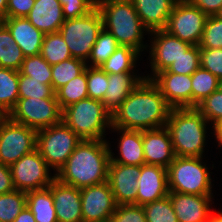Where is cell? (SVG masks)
I'll use <instances>...</instances> for the list:
<instances>
[{
  "mask_svg": "<svg viewBox=\"0 0 222 222\" xmlns=\"http://www.w3.org/2000/svg\"><path fill=\"white\" fill-rule=\"evenodd\" d=\"M171 109L152 80L144 79L112 113V127L136 131L163 128Z\"/></svg>",
  "mask_w": 222,
  "mask_h": 222,
  "instance_id": "6da1fadb",
  "label": "cell"
},
{
  "mask_svg": "<svg viewBox=\"0 0 222 222\" xmlns=\"http://www.w3.org/2000/svg\"><path fill=\"white\" fill-rule=\"evenodd\" d=\"M109 142L107 139L82 140L58 170L56 178L79 189L107 182L112 148Z\"/></svg>",
  "mask_w": 222,
  "mask_h": 222,
  "instance_id": "7a4b0ae2",
  "label": "cell"
},
{
  "mask_svg": "<svg viewBox=\"0 0 222 222\" xmlns=\"http://www.w3.org/2000/svg\"><path fill=\"white\" fill-rule=\"evenodd\" d=\"M165 127L169 131L174 154L179 157H205L207 132L214 137V127L197 108L171 109Z\"/></svg>",
  "mask_w": 222,
  "mask_h": 222,
  "instance_id": "3957f363",
  "label": "cell"
},
{
  "mask_svg": "<svg viewBox=\"0 0 222 222\" xmlns=\"http://www.w3.org/2000/svg\"><path fill=\"white\" fill-rule=\"evenodd\" d=\"M96 7L102 15L103 28L116 38L120 46L134 48L141 55L148 50L149 44L143 40L150 32L139 18L131 0H96Z\"/></svg>",
  "mask_w": 222,
  "mask_h": 222,
  "instance_id": "277c9868",
  "label": "cell"
},
{
  "mask_svg": "<svg viewBox=\"0 0 222 222\" xmlns=\"http://www.w3.org/2000/svg\"><path fill=\"white\" fill-rule=\"evenodd\" d=\"M62 121L82 140H105L112 114L102 101L86 98L64 108Z\"/></svg>",
  "mask_w": 222,
  "mask_h": 222,
  "instance_id": "5b68a950",
  "label": "cell"
},
{
  "mask_svg": "<svg viewBox=\"0 0 222 222\" xmlns=\"http://www.w3.org/2000/svg\"><path fill=\"white\" fill-rule=\"evenodd\" d=\"M203 159L205 158L175 156L167 168L169 191L191 195H213L212 172Z\"/></svg>",
  "mask_w": 222,
  "mask_h": 222,
  "instance_id": "8992f818",
  "label": "cell"
},
{
  "mask_svg": "<svg viewBox=\"0 0 222 222\" xmlns=\"http://www.w3.org/2000/svg\"><path fill=\"white\" fill-rule=\"evenodd\" d=\"M102 29V15L95 7L85 16L65 20L59 32L68 45L72 57L87 62Z\"/></svg>",
  "mask_w": 222,
  "mask_h": 222,
  "instance_id": "52a82bcc",
  "label": "cell"
},
{
  "mask_svg": "<svg viewBox=\"0 0 222 222\" xmlns=\"http://www.w3.org/2000/svg\"><path fill=\"white\" fill-rule=\"evenodd\" d=\"M81 141L62 121L37 130L36 149L47 165L57 173Z\"/></svg>",
  "mask_w": 222,
  "mask_h": 222,
  "instance_id": "ba28073f",
  "label": "cell"
},
{
  "mask_svg": "<svg viewBox=\"0 0 222 222\" xmlns=\"http://www.w3.org/2000/svg\"><path fill=\"white\" fill-rule=\"evenodd\" d=\"M37 130L0 115V163L11 166L36 149Z\"/></svg>",
  "mask_w": 222,
  "mask_h": 222,
  "instance_id": "9c48e42d",
  "label": "cell"
},
{
  "mask_svg": "<svg viewBox=\"0 0 222 222\" xmlns=\"http://www.w3.org/2000/svg\"><path fill=\"white\" fill-rule=\"evenodd\" d=\"M62 112L57 98H19L8 117L35 130L62 122Z\"/></svg>",
  "mask_w": 222,
  "mask_h": 222,
  "instance_id": "30bf717a",
  "label": "cell"
},
{
  "mask_svg": "<svg viewBox=\"0 0 222 222\" xmlns=\"http://www.w3.org/2000/svg\"><path fill=\"white\" fill-rule=\"evenodd\" d=\"M10 170L15 190L25 192L47 188L56 179V173L52 174L37 149L23 155L10 166Z\"/></svg>",
  "mask_w": 222,
  "mask_h": 222,
  "instance_id": "8fae6325",
  "label": "cell"
},
{
  "mask_svg": "<svg viewBox=\"0 0 222 222\" xmlns=\"http://www.w3.org/2000/svg\"><path fill=\"white\" fill-rule=\"evenodd\" d=\"M207 17L188 0H177L164 30L191 45H199Z\"/></svg>",
  "mask_w": 222,
  "mask_h": 222,
  "instance_id": "7c38bea8",
  "label": "cell"
},
{
  "mask_svg": "<svg viewBox=\"0 0 222 222\" xmlns=\"http://www.w3.org/2000/svg\"><path fill=\"white\" fill-rule=\"evenodd\" d=\"M147 52L151 73L145 79L151 80L157 73L167 70L169 66L183 55L192 45L171 35L166 30L150 32Z\"/></svg>",
  "mask_w": 222,
  "mask_h": 222,
  "instance_id": "4fadbf2b",
  "label": "cell"
},
{
  "mask_svg": "<svg viewBox=\"0 0 222 222\" xmlns=\"http://www.w3.org/2000/svg\"><path fill=\"white\" fill-rule=\"evenodd\" d=\"M83 222H108L117 204L108 182L80 189Z\"/></svg>",
  "mask_w": 222,
  "mask_h": 222,
  "instance_id": "5bb4252c",
  "label": "cell"
},
{
  "mask_svg": "<svg viewBox=\"0 0 222 222\" xmlns=\"http://www.w3.org/2000/svg\"><path fill=\"white\" fill-rule=\"evenodd\" d=\"M141 166L110 162L107 182L117 205H137V183Z\"/></svg>",
  "mask_w": 222,
  "mask_h": 222,
  "instance_id": "9a60e30c",
  "label": "cell"
},
{
  "mask_svg": "<svg viewBox=\"0 0 222 222\" xmlns=\"http://www.w3.org/2000/svg\"><path fill=\"white\" fill-rule=\"evenodd\" d=\"M151 80L172 109L192 108L191 75L175 74L164 70Z\"/></svg>",
  "mask_w": 222,
  "mask_h": 222,
  "instance_id": "2e32d148",
  "label": "cell"
},
{
  "mask_svg": "<svg viewBox=\"0 0 222 222\" xmlns=\"http://www.w3.org/2000/svg\"><path fill=\"white\" fill-rule=\"evenodd\" d=\"M178 222H207L215 195H191L169 191Z\"/></svg>",
  "mask_w": 222,
  "mask_h": 222,
  "instance_id": "e0dca14e",
  "label": "cell"
},
{
  "mask_svg": "<svg viewBox=\"0 0 222 222\" xmlns=\"http://www.w3.org/2000/svg\"><path fill=\"white\" fill-rule=\"evenodd\" d=\"M137 181V205L143 206L169 194L167 168L143 164Z\"/></svg>",
  "mask_w": 222,
  "mask_h": 222,
  "instance_id": "ac0fdd59",
  "label": "cell"
},
{
  "mask_svg": "<svg viewBox=\"0 0 222 222\" xmlns=\"http://www.w3.org/2000/svg\"><path fill=\"white\" fill-rule=\"evenodd\" d=\"M53 195L58 222H83L80 189L57 178L48 186Z\"/></svg>",
  "mask_w": 222,
  "mask_h": 222,
  "instance_id": "d6986e66",
  "label": "cell"
},
{
  "mask_svg": "<svg viewBox=\"0 0 222 222\" xmlns=\"http://www.w3.org/2000/svg\"><path fill=\"white\" fill-rule=\"evenodd\" d=\"M142 144L145 164L168 168L174 161L172 140L166 127L142 131Z\"/></svg>",
  "mask_w": 222,
  "mask_h": 222,
  "instance_id": "ffe728a7",
  "label": "cell"
},
{
  "mask_svg": "<svg viewBox=\"0 0 222 222\" xmlns=\"http://www.w3.org/2000/svg\"><path fill=\"white\" fill-rule=\"evenodd\" d=\"M110 131L117 132L120 135L117 140L118 155L110 150V162L137 165L145 164L144 150L142 144V131L126 130L118 127H112ZM115 155V156H114Z\"/></svg>",
  "mask_w": 222,
  "mask_h": 222,
  "instance_id": "44dd1931",
  "label": "cell"
},
{
  "mask_svg": "<svg viewBox=\"0 0 222 222\" xmlns=\"http://www.w3.org/2000/svg\"><path fill=\"white\" fill-rule=\"evenodd\" d=\"M3 24L8 28L14 42L21 48L23 55H39L44 33L34 27L27 18H5Z\"/></svg>",
  "mask_w": 222,
  "mask_h": 222,
  "instance_id": "7402d4cb",
  "label": "cell"
},
{
  "mask_svg": "<svg viewBox=\"0 0 222 222\" xmlns=\"http://www.w3.org/2000/svg\"><path fill=\"white\" fill-rule=\"evenodd\" d=\"M26 18L44 34L59 32L65 21L59 0H36Z\"/></svg>",
  "mask_w": 222,
  "mask_h": 222,
  "instance_id": "603a6c76",
  "label": "cell"
},
{
  "mask_svg": "<svg viewBox=\"0 0 222 222\" xmlns=\"http://www.w3.org/2000/svg\"><path fill=\"white\" fill-rule=\"evenodd\" d=\"M149 32L165 29L177 0H131Z\"/></svg>",
  "mask_w": 222,
  "mask_h": 222,
  "instance_id": "cb8c5ba5",
  "label": "cell"
},
{
  "mask_svg": "<svg viewBox=\"0 0 222 222\" xmlns=\"http://www.w3.org/2000/svg\"><path fill=\"white\" fill-rule=\"evenodd\" d=\"M144 79L145 76L139 73L108 74V88L102 101L104 107L112 114Z\"/></svg>",
  "mask_w": 222,
  "mask_h": 222,
  "instance_id": "d4e9b609",
  "label": "cell"
},
{
  "mask_svg": "<svg viewBox=\"0 0 222 222\" xmlns=\"http://www.w3.org/2000/svg\"><path fill=\"white\" fill-rule=\"evenodd\" d=\"M26 205L34 215L36 222H58L53 195L49 187L28 191Z\"/></svg>",
  "mask_w": 222,
  "mask_h": 222,
  "instance_id": "484cf974",
  "label": "cell"
},
{
  "mask_svg": "<svg viewBox=\"0 0 222 222\" xmlns=\"http://www.w3.org/2000/svg\"><path fill=\"white\" fill-rule=\"evenodd\" d=\"M140 56L141 54L134 48L119 46L99 67L107 74L139 73L136 66Z\"/></svg>",
  "mask_w": 222,
  "mask_h": 222,
  "instance_id": "4316f807",
  "label": "cell"
},
{
  "mask_svg": "<svg viewBox=\"0 0 222 222\" xmlns=\"http://www.w3.org/2000/svg\"><path fill=\"white\" fill-rule=\"evenodd\" d=\"M19 71L0 67V115L8 116L19 99Z\"/></svg>",
  "mask_w": 222,
  "mask_h": 222,
  "instance_id": "83f0119b",
  "label": "cell"
},
{
  "mask_svg": "<svg viewBox=\"0 0 222 222\" xmlns=\"http://www.w3.org/2000/svg\"><path fill=\"white\" fill-rule=\"evenodd\" d=\"M25 56L21 48L14 42L8 28L0 26V67L19 71Z\"/></svg>",
  "mask_w": 222,
  "mask_h": 222,
  "instance_id": "f1b7e54d",
  "label": "cell"
},
{
  "mask_svg": "<svg viewBox=\"0 0 222 222\" xmlns=\"http://www.w3.org/2000/svg\"><path fill=\"white\" fill-rule=\"evenodd\" d=\"M192 108L219 89V79L201 66L191 74Z\"/></svg>",
  "mask_w": 222,
  "mask_h": 222,
  "instance_id": "f546056e",
  "label": "cell"
},
{
  "mask_svg": "<svg viewBox=\"0 0 222 222\" xmlns=\"http://www.w3.org/2000/svg\"><path fill=\"white\" fill-rule=\"evenodd\" d=\"M55 95L62 110L73 103L89 98L87 91V66L80 75L59 88Z\"/></svg>",
  "mask_w": 222,
  "mask_h": 222,
  "instance_id": "4dcf8cb0",
  "label": "cell"
},
{
  "mask_svg": "<svg viewBox=\"0 0 222 222\" xmlns=\"http://www.w3.org/2000/svg\"><path fill=\"white\" fill-rule=\"evenodd\" d=\"M40 55L50 64H58L72 58L68 45L60 32L44 35Z\"/></svg>",
  "mask_w": 222,
  "mask_h": 222,
  "instance_id": "1f68e13d",
  "label": "cell"
},
{
  "mask_svg": "<svg viewBox=\"0 0 222 222\" xmlns=\"http://www.w3.org/2000/svg\"><path fill=\"white\" fill-rule=\"evenodd\" d=\"M86 62L78 58H70L58 64L51 65V86L56 92L70 80L80 75L86 68Z\"/></svg>",
  "mask_w": 222,
  "mask_h": 222,
  "instance_id": "d6a6232c",
  "label": "cell"
},
{
  "mask_svg": "<svg viewBox=\"0 0 222 222\" xmlns=\"http://www.w3.org/2000/svg\"><path fill=\"white\" fill-rule=\"evenodd\" d=\"M119 46L120 45L116 38L103 28L99 32L97 40L92 47V51L86 65L90 67H99Z\"/></svg>",
  "mask_w": 222,
  "mask_h": 222,
  "instance_id": "836d02e7",
  "label": "cell"
},
{
  "mask_svg": "<svg viewBox=\"0 0 222 222\" xmlns=\"http://www.w3.org/2000/svg\"><path fill=\"white\" fill-rule=\"evenodd\" d=\"M27 203V192L14 190L0 195V222H13Z\"/></svg>",
  "mask_w": 222,
  "mask_h": 222,
  "instance_id": "e575fe53",
  "label": "cell"
},
{
  "mask_svg": "<svg viewBox=\"0 0 222 222\" xmlns=\"http://www.w3.org/2000/svg\"><path fill=\"white\" fill-rule=\"evenodd\" d=\"M19 73L29 76L33 80L40 81L41 84H49L51 86V65L40 54L26 56Z\"/></svg>",
  "mask_w": 222,
  "mask_h": 222,
  "instance_id": "d590c367",
  "label": "cell"
},
{
  "mask_svg": "<svg viewBox=\"0 0 222 222\" xmlns=\"http://www.w3.org/2000/svg\"><path fill=\"white\" fill-rule=\"evenodd\" d=\"M142 207L145 211L146 222H178L168 195Z\"/></svg>",
  "mask_w": 222,
  "mask_h": 222,
  "instance_id": "8d00e7d4",
  "label": "cell"
},
{
  "mask_svg": "<svg viewBox=\"0 0 222 222\" xmlns=\"http://www.w3.org/2000/svg\"><path fill=\"white\" fill-rule=\"evenodd\" d=\"M19 98H56L53 87L19 73Z\"/></svg>",
  "mask_w": 222,
  "mask_h": 222,
  "instance_id": "74e56055",
  "label": "cell"
},
{
  "mask_svg": "<svg viewBox=\"0 0 222 222\" xmlns=\"http://www.w3.org/2000/svg\"><path fill=\"white\" fill-rule=\"evenodd\" d=\"M200 67V47L192 45L181 57L175 60L166 72L191 75Z\"/></svg>",
  "mask_w": 222,
  "mask_h": 222,
  "instance_id": "f35d334b",
  "label": "cell"
},
{
  "mask_svg": "<svg viewBox=\"0 0 222 222\" xmlns=\"http://www.w3.org/2000/svg\"><path fill=\"white\" fill-rule=\"evenodd\" d=\"M196 108L215 128L222 121V91L220 89L216 90L200 102Z\"/></svg>",
  "mask_w": 222,
  "mask_h": 222,
  "instance_id": "ab89813d",
  "label": "cell"
},
{
  "mask_svg": "<svg viewBox=\"0 0 222 222\" xmlns=\"http://www.w3.org/2000/svg\"><path fill=\"white\" fill-rule=\"evenodd\" d=\"M200 48H222V19L217 15L208 16L205 22Z\"/></svg>",
  "mask_w": 222,
  "mask_h": 222,
  "instance_id": "60d3db41",
  "label": "cell"
},
{
  "mask_svg": "<svg viewBox=\"0 0 222 222\" xmlns=\"http://www.w3.org/2000/svg\"><path fill=\"white\" fill-rule=\"evenodd\" d=\"M108 88V74L100 67L87 66V91L89 98L103 101Z\"/></svg>",
  "mask_w": 222,
  "mask_h": 222,
  "instance_id": "b9f144b4",
  "label": "cell"
},
{
  "mask_svg": "<svg viewBox=\"0 0 222 222\" xmlns=\"http://www.w3.org/2000/svg\"><path fill=\"white\" fill-rule=\"evenodd\" d=\"M108 222H146L145 211L140 205H117Z\"/></svg>",
  "mask_w": 222,
  "mask_h": 222,
  "instance_id": "7bdbcfd3",
  "label": "cell"
},
{
  "mask_svg": "<svg viewBox=\"0 0 222 222\" xmlns=\"http://www.w3.org/2000/svg\"><path fill=\"white\" fill-rule=\"evenodd\" d=\"M200 66L222 78V48H200Z\"/></svg>",
  "mask_w": 222,
  "mask_h": 222,
  "instance_id": "ee69618b",
  "label": "cell"
},
{
  "mask_svg": "<svg viewBox=\"0 0 222 222\" xmlns=\"http://www.w3.org/2000/svg\"><path fill=\"white\" fill-rule=\"evenodd\" d=\"M65 20L85 16L96 7V0H59Z\"/></svg>",
  "mask_w": 222,
  "mask_h": 222,
  "instance_id": "f6af8a7d",
  "label": "cell"
},
{
  "mask_svg": "<svg viewBox=\"0 0 222 222\" xmlns=\"http://www.w3.org/2000/svg\"><path fill=\"white\" fill-rule=\"evenodd\" d=\"M36 0H7V18L26 16L31 11Z\"/></svg>",
  "mask_w": 222,
  "mask_h": 222,
  "instance_id": "bcb514c9",
  "label": "cell"
},
{
  "mask_svg": "<svg viewBox=\"0 0 222 222\" xmlns=\"http://www.w3.org/2000/svg\"><path fill=\"white\" fill-rule=\"evenodd\" d=\"M198 7L207 16H214L219 13L222 7V0H188Z\"/></svg>",
  "mask_w": 222,
  "mask_h": 222,
  "instance_id": "7dc6e473",
  "label": "cell"
},
{
  "mask_svg": "<svg viewBox=\"0 0 222 222\" xmlns=\"http://www.w3.org/2000/svg\"><path fill=\"white\" fill-rule=\"evenodd\" d=\"M10 166L0 163V195L14 191Z\"/></svg>",
  "mask_w": 222,
  "mask_h": 222,
  "instance_id": "c3c4849f",
  "label": "cell"
},
{
  "mask_svg": "<svg viewBox=\"0 0 222 222\" xmlns=\"http://www.w3.org/2000/svg\"><path fill=\"white\" fill-rule=\"evenodd\" d=\"M13 222H36V220L31 210L26 205Z\"/></svg>",
  "mask_w": 222,
  "mask_h": 222,
  "instance_id": "681fc988",
  "label": "cell"
},
{
  "mask_svg": "<svg viewBox=\"0 0 222 222\" xmlns=\"http://www.w3.org/2000/svg\"><path fill=\"white\" fill-rule=\"evenodd\" d=\"M215 143H218L217 148H222V121L214 128Z\"/></svg>",
  "mask_w": 222,
  "mask_h": 222,
  "instance_id": "f907efd6",
  "label": "cell"
},
{
  "mask_svg": "<svg viewBox=\"0 0 222 222\" xmlns=\"http://www.w3.org/2000/svg\"><path fill=\"white\" fill-rule=\"evenodd\" d=\"M212 209V212L209 216V219L207 222H222V210L214 211Z\"/></svg>",
  "mask_w": 222,
  "mask_h": 222,
  "instance_id": "816d5d0a",
  "label": "cell"
},
{
  "mask_svg": "<svg viewBox=\"0 0 222 222\" xmlns=\"http://www.w3.org/2000/svg\"><path fill=\"white\" fill-rule=\"evenodd\" d=\"M0 17L7 18V0H0Z\"/></svg>",
  "mask_w": 222,
  "mask_h": 222,
  "instance_id": "f5cc1de1",
  "label": "cell"
},
{
  "mask_svg": "<svg viewBox=\"0 0 222 222\" xmlns=\"http://www.w3.org/2000/svg\"><path fill=\"white\" fill-rule=\"evenodd\" d=\"M219 89L222 91V78L219 79Z\"/></svg>",
  "mask_w": 222,
  "mask_h": 222,
  "instance_id": "db71d44e",
  "label": "cell"
},
{
  "mask_svg": "<svg viewBox=\"0 0 222 222\" xmlns=\"http://www.w3.org/2000/svg\"><path fill=\"white\" fill-rule=\"evenodd\" d=\"M217 16L222 19V7H221V10L219 11V13L217 14Z\"/></svg>",
  "mask_w": 222,
  "mask_h": 222,
  "instance_id": "11a10c76",
  "label": "cell"
},
{
  "mask_svg": "<svg viewBox=\"0 0 222 222\" xmlns=\"http://www.w3.org/2000/svg\"><path fill=\"white\" fill-rule=\"evenodd\" d=\"M3 18L0 17V26L3 24Z\"/></svg>",
  "mask_w": 222,
  "mask_h": 222,
  "instance_id": "9f6ffc18",
  "label": "cell"
}]
</instances>
